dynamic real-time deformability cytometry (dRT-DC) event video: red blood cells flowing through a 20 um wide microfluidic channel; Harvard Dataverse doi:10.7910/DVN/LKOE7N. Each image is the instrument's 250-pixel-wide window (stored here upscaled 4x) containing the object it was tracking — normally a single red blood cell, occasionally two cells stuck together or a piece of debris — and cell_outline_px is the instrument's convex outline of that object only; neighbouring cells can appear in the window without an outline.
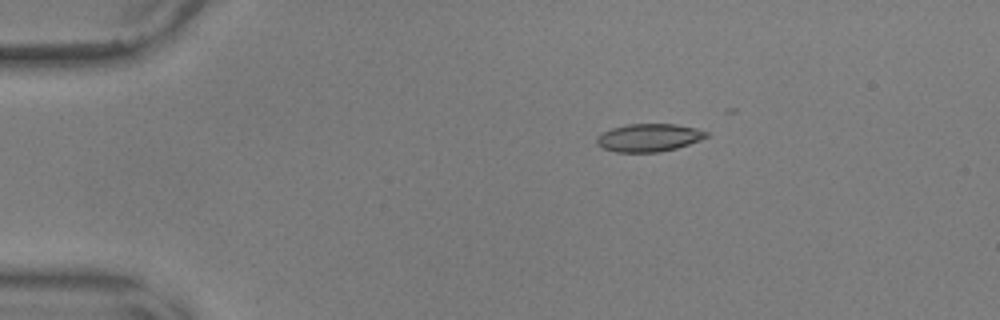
{"species": "common noctule bat (a hibernating species)", "species_latin": "Nyctalus noctula", "temperature_condition": "warm", "stored_images_in_passage": 10, "camera_frame_rate_fps": 3000, "um_per_image_px": 0.085, "animal": {"sex": "male", "body_mass_g": 17.9, "forearm_length_mm": 54.2}, "frame": {"image": 1, "passage_image": 2, "time_ms": 0.333, "image_size_px": [1000, 320], "cell_outline_px": [[708, 136], [700, 140], [676, 148], [660, 152], [616, 152], [604, 148], [596, 144], [596, 136], [612, 128], [628, 124], [676, 124], [696, 128], [708, 132]], "centroid_in_image_um": [55.15, 11.7], "position_along_channel_um": 29.9, "area_um2": 17.74}}